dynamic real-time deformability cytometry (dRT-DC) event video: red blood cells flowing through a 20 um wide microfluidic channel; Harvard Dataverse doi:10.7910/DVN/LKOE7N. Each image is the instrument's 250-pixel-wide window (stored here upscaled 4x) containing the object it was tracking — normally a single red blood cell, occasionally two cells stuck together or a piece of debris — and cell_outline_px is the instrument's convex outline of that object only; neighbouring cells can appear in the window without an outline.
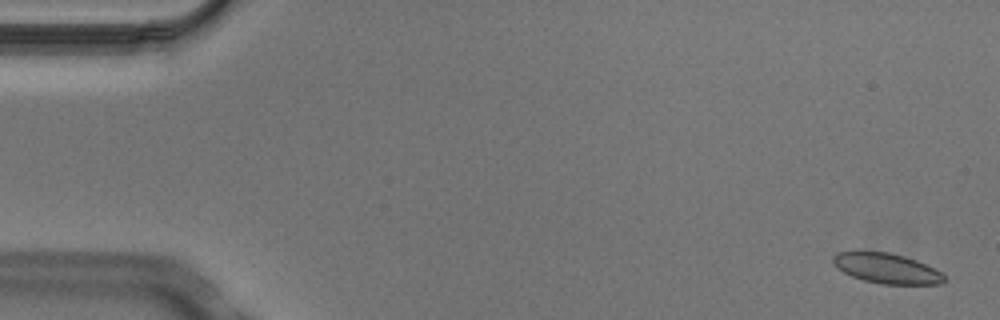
{"species": "Egyptian fruit bat (a non-hibernating species)", "species_latin": "Rousettus aegyptiacus", "temperature_condition": "cold", "stored_images_in_passage": 4, "camera_frame_rate_fps": 3000, "um_per_image_px": 0.085, "animal": {"sex": "male"}, "frame": {"image": 1, "passage_image": 1, "time_ms": 0.0, "image_size_px": [1000, 320], "cell_outline_px": [[944, 280], [940, 284], [880, 284], [864, 280], [852, 276], [844, 272], [832, 260], [832, 256], [836, 252], [888, 252], [904, 256], [916, 260], [940, 272], [944, 276]], "centroid_in_image_um": [75.36, 22.81], "position_along_channel_um": 9.6, "area_um2": 19.07}}